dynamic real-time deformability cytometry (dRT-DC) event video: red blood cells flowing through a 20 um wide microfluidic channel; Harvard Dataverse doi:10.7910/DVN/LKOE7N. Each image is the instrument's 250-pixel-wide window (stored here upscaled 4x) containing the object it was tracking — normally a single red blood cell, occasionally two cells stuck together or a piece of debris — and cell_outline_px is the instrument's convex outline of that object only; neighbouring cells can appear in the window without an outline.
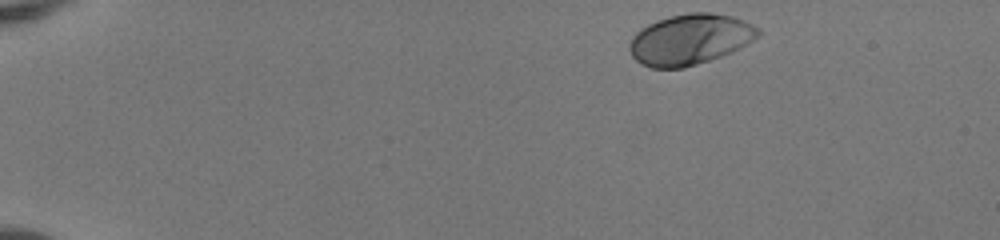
{"species": "human", "species_latin": "Homo sapiens", "temperature_condition": "room temperature", "stored_images_in_passage": 44, "camera_frame_rate_fps": 3000, "um_per_image_px": 0.085, "donor": {"sex": "female"}, "frame": {"image": 1, "passage_image": 1, "time_ms": 0.0, "image_size_px": [1000, 240], "cell_outline_px": [[760, 36], [732, 52], [684, 68], [652, 68], [636, 60], [632, 56], [628, 48], [628, 44], [632, 36], [640, 28], [656, 20], [688, 12], [712, 12], [732, 16], [744, 20], [760, 28]], "centroid_in_image_um": [58.65, 3.33], "position_along_channel_um": 26.4, "area_um2": 38.09}}
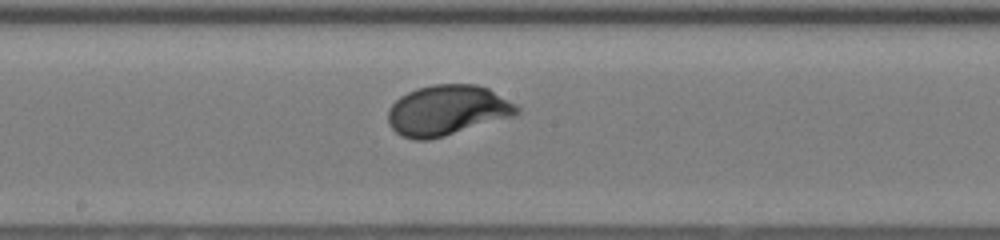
{"frame": {"image": 2, "passage_image": 23, "time_ms": 7.333, "image_size_px": [1000, 240], "cell_outline_px": [[520, 112], [516, 116], [444, 136], [428, 140], [416, 140], [400, 136], [388, 124], [388, 108], [400, 96], [416, 88], [432, 84], [476, 84], [488, 88], [516, 104], [520, 108]], "centroid_in_image_um": [38.02, 9.38], "position_along_channel_um": 210.2, "area_um2": 38.09}}
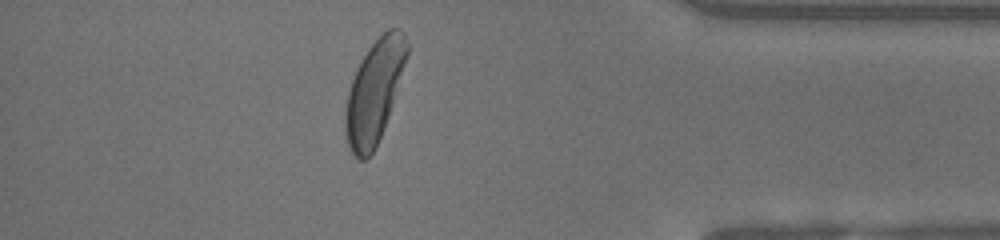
{"frame": {"image": 3, "passage_image": 39, "time_ms": 12.667, "image_size_px": [1000, 240], "cell_outline_px": [[408, 52], [388, 116], [380, 136], [368, 160], [360, 160], [352, 152], [348, 144], [344, 128], [344, 116], [348, 92], [356, 68], [368, 48], [388, 28], [400, 28], [404, 32], [408, 44]], "centroid_in_image_um": [31.8, 7.77], "position_along_channel_um": 403.4, "area_um2": 36.18}, "authors_computed_cell_mechanics": {"area_um2": 37.0787, "velocity_mm_per_s": 4.0594, "shape_relaxation_time_tau1_ms": 1.696, "shape_relaxation_time_tau2_ms": null, "deformation_change_tau1": 0.1437, "deformation_change_tau2": null}}